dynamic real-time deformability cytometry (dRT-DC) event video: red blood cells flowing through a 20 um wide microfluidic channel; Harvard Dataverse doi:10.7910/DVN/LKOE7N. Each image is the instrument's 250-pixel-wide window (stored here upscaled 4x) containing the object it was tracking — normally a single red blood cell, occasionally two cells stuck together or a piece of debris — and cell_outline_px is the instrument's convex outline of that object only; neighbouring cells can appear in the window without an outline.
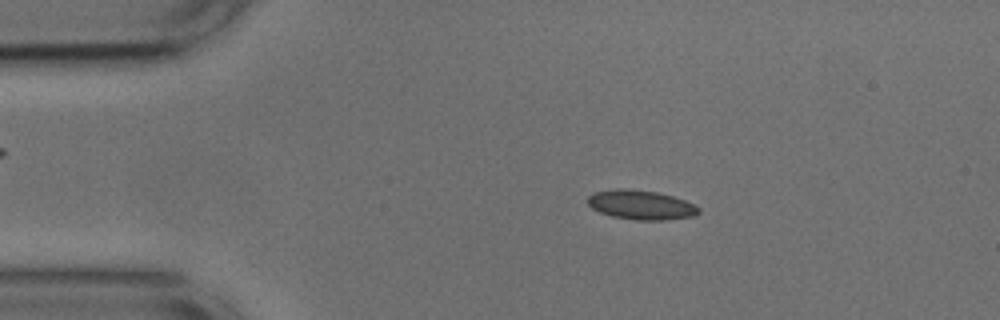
{"species": "common noctule bat (a hibernating species)", "species_latin": "Nyctalus noctula", "temperature_condition": "cold", "stored_images_in_passage": 52, "camera_frame_rate_fps": 3000, "um_per_image_px": 0.085, "animal": {"sex": "male", "body_mass_g": 17.9, "forearm_length_mm": 54.2}, "frame": {"image": 1, "passage_image": 9, "time_ms": 2.667, "image_size_px": [1000, 320], "cell_outline_px": [[700, 212], [692, 216], [668, 220], [636, 220], [612, 216], [600, 212], [592, 208], [588, 204], [588, 196], [592, 192], [616, 188], [628, 188], [656, 192], [672, 196], [684, 200], [700, 208]], "centroid_in_image_um": [54.45, 17.41], "position_along_channel_um": 30.5, "area_um2": 19.02}}
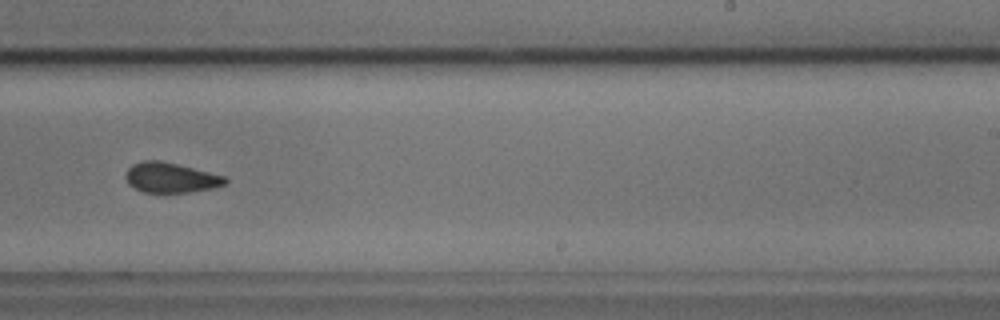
{"frame": {"image": 2, "passage_image": 32, "time_ms": 10.333, "image_size_px": [1000, 320], "cell_outline_px": [[228, 184], [212, 188], [188, 192], [144, 192], [128, 184], [124, 176], [128, 168], [132, 164], [144, 160], [160, 160], [224, 176], [228, 180]], "centroid_in_image_um": [14.49, 15.1], "position_along_channel_um": 274.5, "area_um2": 17.28}}
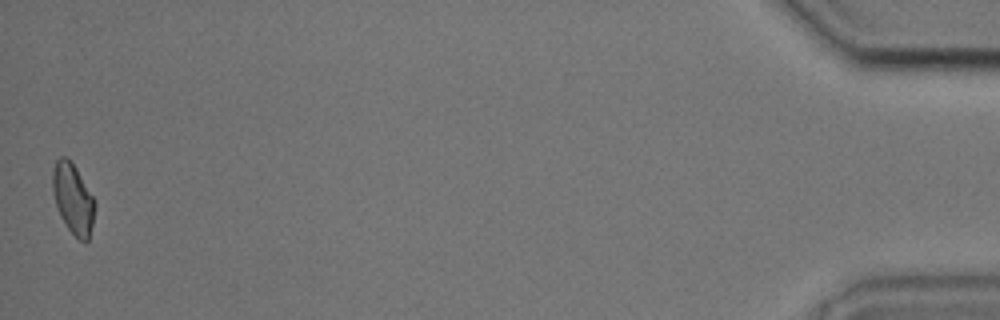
{"frame": {"image": 3, "passage_image": 52, "time_ms": 17.0, "image_size_px": [1000, 320], "cell_outline_px": [[96, 204], [92, 224], [88, 240], [84, 244], [68, 228], [60, 216], [52, 192], [52, 172], [56, 160], [60, 156], [68, 156], [76, 168], [96, 200]], "centroid_in_image_um": [6.21, 16.86], "position_along_channel_um": 429.0, "area_um2": 17.46}, "authors_computed_cell_mechanics": {"area_um2": 18.0625, "velocity_mm_per_s": 3.7468, "shape_relaxation_time_tau1_ms": 1.8319, "shape_relaxation_time_tau2_ms": 2.0775, "deformation_change_tau1": 0.0923, "deformation_change_tau2": 0.0857}}